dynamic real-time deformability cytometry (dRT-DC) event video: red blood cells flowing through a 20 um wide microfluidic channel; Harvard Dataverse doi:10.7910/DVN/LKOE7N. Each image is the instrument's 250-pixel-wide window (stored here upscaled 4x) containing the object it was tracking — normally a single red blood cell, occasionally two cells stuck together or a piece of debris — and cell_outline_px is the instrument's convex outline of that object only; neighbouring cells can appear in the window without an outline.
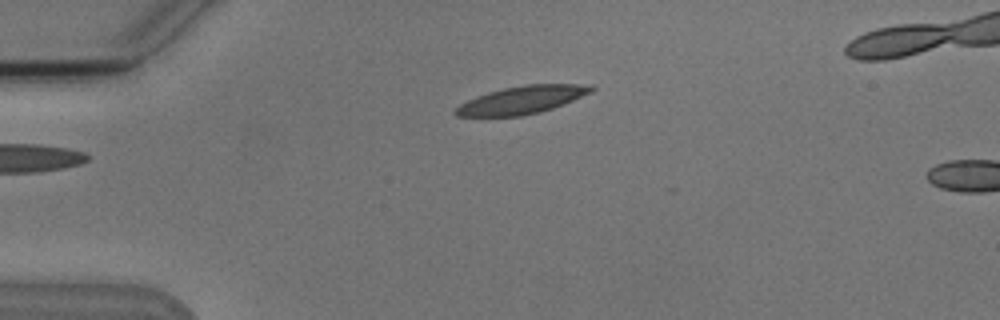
{"species": "Egyptian fruit bat (a non-hibernating species)", "species_latin": "Rousettus aegyptiacus", "temperature_condition": "cold", "stored_images_in_passage": 2, "camera_frame_rate_fps": 3000, "um_per_image_px": 0.085, "animal": {"sex": "male"}, "frame": {"image": 1, "passage_image": 2, "time_ms": 1.0, "image_size_px": [1000, 320], "cell_outline_px": [[596, 88], [592, 92], [564, 104], [540, 112], [520, 116], [456, 116], [452, 112], [460, 104], [476, 96], [488, 92], [504, 88], [524, 84], [592, 84]], "centroid_in_image_um": [44.39, 8.48], "position_along_channel_um": 40.6, "area_um2": 22.02}}